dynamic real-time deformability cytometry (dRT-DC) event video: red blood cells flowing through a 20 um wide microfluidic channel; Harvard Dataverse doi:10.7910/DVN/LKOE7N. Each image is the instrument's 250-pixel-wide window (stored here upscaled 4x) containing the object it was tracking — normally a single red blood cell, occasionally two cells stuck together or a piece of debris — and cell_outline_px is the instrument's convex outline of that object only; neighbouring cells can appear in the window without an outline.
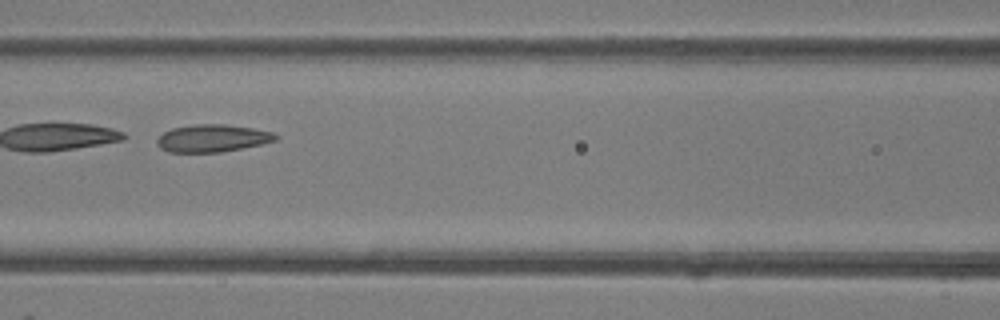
{"species": "common noctule bat (a hibernating species)", "species_latin": "Nyctalus noctula", "temperature_condition": "room temperature", "stored_images_in_passage": 5, "camera_frame_rate_fps": 3000, "um_per_image_px": 0.085, "animal": {"sex": "female"}, "frame": {"image": 1, "passage_image": 5, "time_ms": 4.667, "image_size_px": [1000, 320], "cell_outline_px": [[280, 136], [276, 140], [264, 144], [220, 152], [168, 152], [160, 148], [156, 144], [156, 140], [164, 132], [172, 128], [192, 124], [224, 124], [252, 128], [272, 132]], "centroid_in_image_um": [18.06, 11.75], "position_along_channel_um": 148.5, "area_um2": 19.07}}